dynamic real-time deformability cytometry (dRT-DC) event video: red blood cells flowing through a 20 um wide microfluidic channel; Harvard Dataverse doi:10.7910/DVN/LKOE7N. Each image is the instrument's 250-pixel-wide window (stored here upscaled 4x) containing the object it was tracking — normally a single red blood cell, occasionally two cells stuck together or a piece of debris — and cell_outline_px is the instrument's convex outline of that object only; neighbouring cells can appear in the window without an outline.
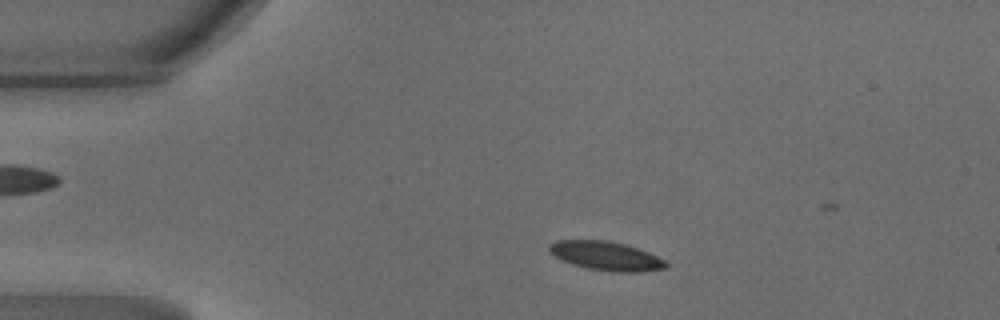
{"species": "common noctule bat (a hibernating species)", "species_latin": "Nyctalus noctula", "temperature_condition": "warm", "stored_images_in_passage": 39, "camera_frame_rate_fps": 3000, "um_per_image_px": 0.085, "animal": {"sex": "male", "body_mass_g": 18.8}, "frame": {"image": 1, "passage_image": 6, "time_ms": 1.667, "image_size_px": [1000, 320], "cell_outline_px": [[668, 268], [640, 272], [616, 272], [588, 268], [572, 264], [560, 260], [548, 252], [548, 244], [556, 240], [608, 240], [624, 244], [648, 252], [664, 260], [668, 264]], "centroid_in_image_um": [51.47, 21.75], "position_along_channel_um": 33.5, "area_um2": 19.77}}
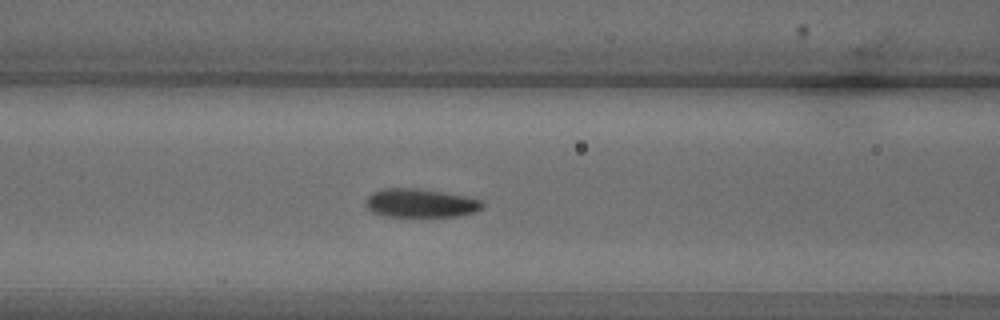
{"frame": {"image": 2, "passage_image": 16, "time_ms": 5.0, "image_size_px": [1000, 320], "cell_outline_px": [[484, 208], [476, 212], [456, 216], [384, 216], [372, 212], [364, 204], [368, 196], [372, 192], [380, 188], [416, 188], [444, 192], [468, 196], [484, 200]], "centroid_in_image_um": [35.77, 17.25], "position_along_channel_um": 130.8, "area_um2": 19.77}}
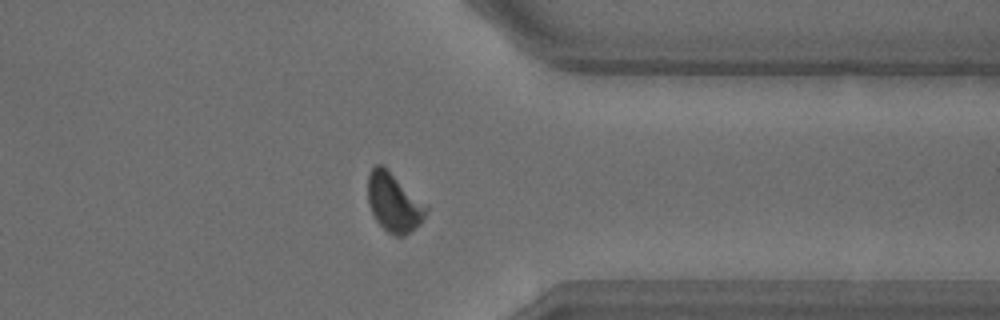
{"frame": {"image": 3, "passage_image": 34, "time_ms": 11.0, "image_size_px": [1000, 320], "cell_outline_px": [[428, 212], [420, 224], [416, 228], [404, 236], [396, 236], [388, 232], [376, 220], [368, 204], [368, 172], [376, 164], [384, 164], [428, 204]], "centroid_in_image_um": [33.51, 17.17], "position_along_channel_um": 377.9, "area_um2": 20.58}, "authors_computed_cell_mechanics": {"area_um2": 20.0566, "velocity_mm_per_s": 4.2108, "shape_relaxation_time_tau1_ms": 4.554, "shape_relaxation_time_tau2_ms": 0.9765, "deformation_change_tau1": 0.1655, "deformation_change_tau2": 0.0349}}